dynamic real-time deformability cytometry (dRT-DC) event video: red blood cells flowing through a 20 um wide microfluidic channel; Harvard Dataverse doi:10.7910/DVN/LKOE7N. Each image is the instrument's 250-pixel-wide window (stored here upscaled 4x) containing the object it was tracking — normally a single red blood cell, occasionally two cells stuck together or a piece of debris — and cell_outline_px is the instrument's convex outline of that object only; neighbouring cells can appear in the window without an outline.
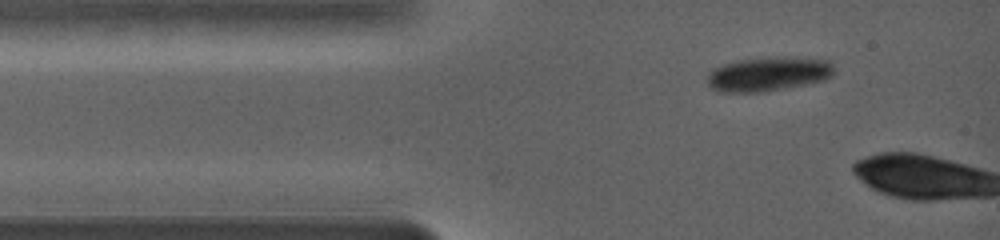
{"species": "common noctule bat (a hibernating species)", "species_latin": "Nyctalus noctula", "temperature_condition": "warm", "stored_images_in_passage": 53, "camera_frame_rate_fps": 5000, "um_per_image_px": 0.085, "animal": {"sex": "female", "body_mass_g": 19.0, "forearm_length_mm": 56.7}, "frame": {"image": 1, "passage_image": 1, "time_ms": 0.0, "image_size_px": [1000, 240], "cell_outline_px": [[836, 72], [832, 76], [824, 80], [804, 84], [760, 92], [720, 92], [712, 88], [708, 84], [708, 76], [712, 68], [736, 60], [776, 56], [792, 56], [828, 60], [832, 64]], "centroid_in_image_um": [65.33, 6.26], "position_along_channel_um": 19.7, "area_um2": 25.49}}
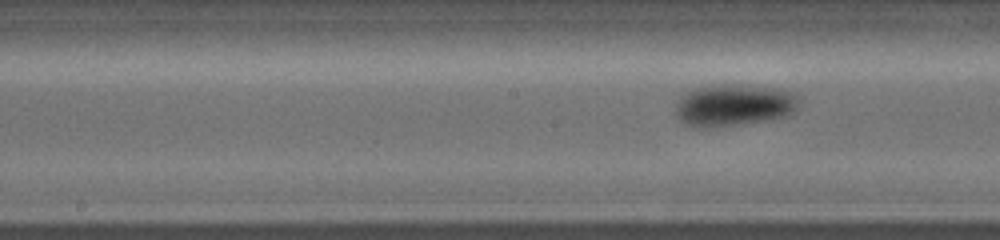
{"frame": {"image": 2, "passage_image": 24, "time_ms": 5.4, "image_size_px": [1000, 240], "cell_outline_px": [[796, 108], [788, 116], [764, 120], [708, 128], [696, 128], [684, 124], [676, 116], [676, 104], [688, 92], [696, 88], [712, 84], [728, 84], [776, 88], [792, 92], [796, 100]], "centroid_in_image_um": [62.32, 8.94], "position_along_channel_um": 185.9, "area_um2": 29.71}}
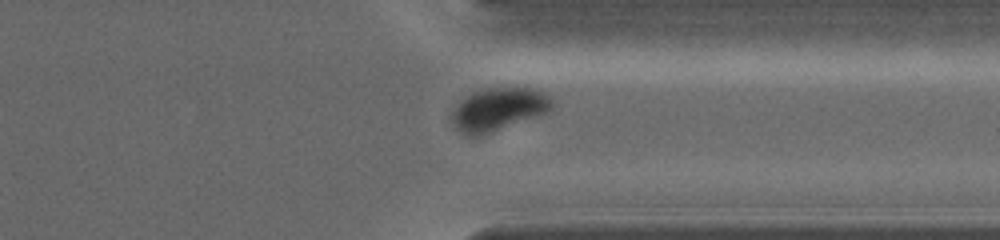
{"frame": {"image": 3, "passage_image": 45, "time_ms": 10.4, "image_size_px": [1000, 240], "cell_outline_px": [[552, 108], [548, 112], [480, 136], [468, 136], [460, 132], [452, 124], [448, 116], [460, 100], [472, 92], [488, 88], [532, 88], [548, 96], [552, 100]], "centroid_in_image_um": [42.29, 9.3], "position_along_channel_um": 369.1, "area_um2": 24.97}, "authors_computed_cell_mechanics": {"area_um2": 27.166, "velocity_mm_per_s": 3.6597, "shape_relaxation_time_tau1_ms": 2.0892, "shape_relaxation_time_tau2_ms": null, "deformation_change_tau1": 0.1083, "deformation_change_tau2": null}}